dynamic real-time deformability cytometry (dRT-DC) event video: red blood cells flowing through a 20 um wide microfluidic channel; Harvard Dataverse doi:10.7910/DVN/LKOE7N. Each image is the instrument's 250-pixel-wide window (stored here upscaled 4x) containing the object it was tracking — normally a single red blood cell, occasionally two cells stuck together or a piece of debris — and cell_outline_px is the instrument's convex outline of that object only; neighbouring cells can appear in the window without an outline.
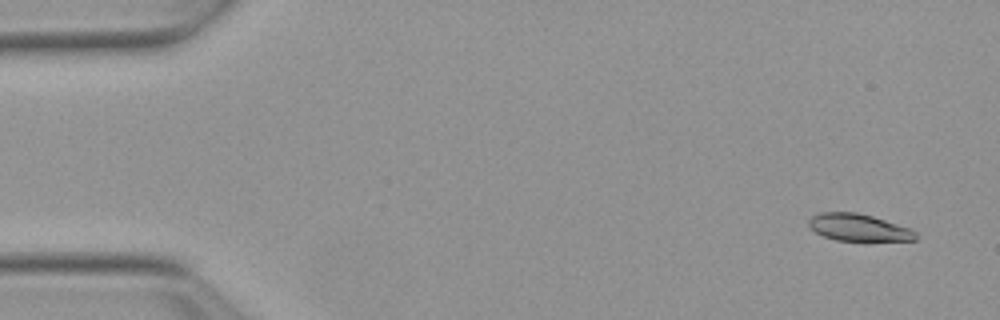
{"species": "Egyptian fruit bat (a non-hibernating species)", "species_latin": "Rousettus aegyptiacus", "temperature_condition": "warm", "stored_images_in_passage": 53, "camera_frame_rate_fps": 3000, "um_per_image_px": 0.085, "animal": {"sex": "female"}, "frame": {"image": 1, "passage_image": 3, "time_ms": 0.667, "image_size_px": [1000, 320], "cell_outline_px": [[916, 240], [868, 244], [864, 244], [836, 240], [824, 236], [816, 232], [808, 224], [808, 220], [812, 216], [820, 212], [856, 212], [872, 216], [908, 228], [916, 232]], "centroid_in_image_um": [73.02, 19.41], "position_along_channel_um": 12.0, "area_um2": 17.69}}
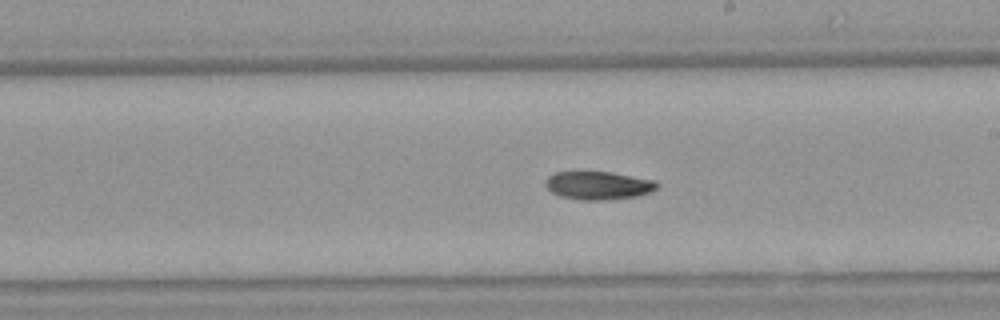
{"frame": {"image": 2, "passage_image": 30, "time_ms": 9.667, "image_size_px": [1000, 320], "cell_outline_px": [[660, 184], [656, 188], [648, 192], [636, 196], [604, 200], [584, 200], [560, 196], [552, 192], [544, 184], [544, 180], [548, 176], [556, 172], [612, 172], [656, 180]], "centroid_in_image_um": [50.85, 15.75], "position_along_channel_um": 238.1, "area_um2": 18.26}}
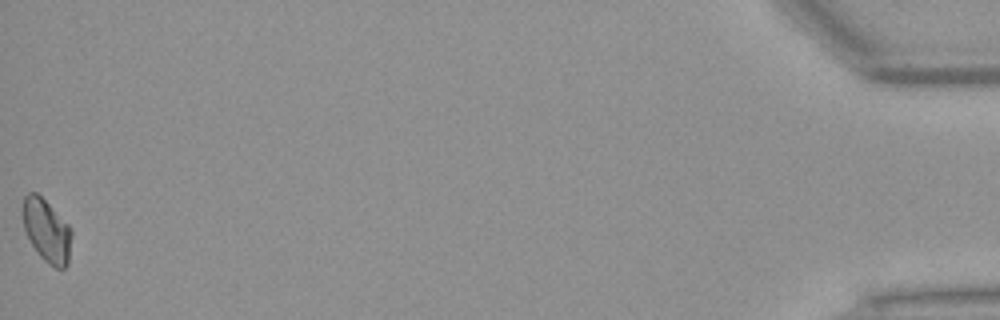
{"frame": {"image": 3, "passage_image": 53, "time_ms": 17.333, "image_size_px": [1000, 320], "cell_outline_px": [[72, 236], [68, 264], [64, 268], [56, 268], [48, 264], [40, 256], [32, 244], [24, 228], [20, 212], [20, 208], [24, 196], [28, 192], [36, 192], [72, 228]], "centroid_in_image_um": [3.95, 19.59], "position_along_channel_um": 431.3, "area_um2": 18.09}, "authors_computed_cell_mechanics": {"area_um2": 18.2648, "velocity_mm_per_s": 3.8521, "shape_relaxation_time_tau1_ms": 6.3832, "shape_relaxation_time_tau2_ms": null, "deformation_change_tau1": 0.1572, "deformation_change_tau2": null}}